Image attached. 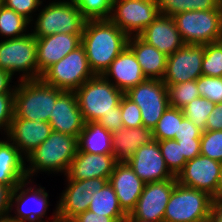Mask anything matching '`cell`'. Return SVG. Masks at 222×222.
I'll list each match as a JSON object with an SVG mask.
<instances>
[{
	"instance_id": "obj_41",
	"label": "cell",
	"mask_w": 222,
	"mask_h": 222,
	"mask_svg": "<svg viewBox=\"0 0 222 222\" xmlns=\"http://www.w3.org/2000/svg\"><path fill=\"white\" fill-rule=\"evenodd\" d=\"M0 3L33 22L32 14L36 15L34 12L41 8L43 0H0Z\"/></svg>"
},
{
	"instance_id": "obj_38",
	"label": "cell",
	"mask_w": 222,
	"mask_h": 222,
	"mask_svg": "<svg viewBox=\"0 0 222 222\" xmlns=\"http://www.w3.org/2000/svg\"><path fill=\"white\" fill-rule=\"evenodd\" d=\"M82 15L87 20L109 19L112 0H75Z\"/></svg>"
},
{
	"instance_id": "obj_19",
	"label": "cell",
	"mask_w": 222,
	"mask_h": 222,
	"mask_svg": "<svg viewBox=\"0 0 222 222\" xmlns=\"http://www.w3.org/2000/svg\"><path fill=\"white\" fill-rule=\"evenodd\" d=\"M82 34L57 33L37 40L38 79L52 64L74 51L81 45Z\"/></svg>"
},
{
	"instance_id": "obj_17",
	"label": "cell",
	"mask_w": 222,
	"mask_h": 222,
	"mask_svg": "<svg viewBox=\"0 0 222 222\" xmlns=\"http://www.w3.org/2000/svg\"><path fill=\"white\" fill-rule=\"evenodd\" d=\"M126 163L145 183L177 179L166 166L157 140L140 146Z\"/></svg>"
},
{
	"instance_id": "obj_22",
	"label": "cell",
	"mask_w": 222,
	"mask_h": 222,
	"mask_svg": "<svg viewBox=\"0 0 222 222\" xmlns=\"http://www.w3.org/2000/svg\"><path fill=\"white\" fill-rule=\"evenodd\" d=\"M138 36L167 56L185 45L174 18L161 14Z\"/></svg>"
},
{
	"instance_id": "obj_21",
	"label": "cell",
	"mask_w": 222,
	"mask_h": 222,
	"mask_svg": "<svg viewBox=\"0 0 222 222\" xmlns=\"http://www.w3.org/2000/svg\"><path fill=\"white\" fill-rule=\"evenodd\" d=\"M108 182L112 185L122 210L130 214L142 194L145 182L126 162L115 164Z\"/></svg>"
},
{
	"instance_id": "obj_4",
	"label": "cell",
	"mask_w": 222,
	"mask_h": 222,
	"mask_svg": "<svg viewBox=\"0 0 222 222\" xmlns=\"http://www.w3.org/2000/svg\"><path fill=\"white\" fill-rule=\"evenodd\" d=\"M38 12L34 23L31 22L30 25L34 28H31L30 32L35 38L57 33L83 34L87 19L82 15L75 0L52 1Z\"/></svg>"
},
{
	"instance_id": "obj_35",
	"label": "cell",
	"mask_w": 222,
	"mask_h": 222,
	"mask_svg": "<svg viewBox=\"0 0 222 222\" xmlns=\"http://www.w3.org/2000/svg\"><path fill=\"white\" fill-rule=\"evenodd\" d=\"M158 144L166 166L170 172L177 177L187 162L182 154L181 144H178L177 140L175 139L158 141Z\"/></svg>"
},
{
	"instance_id": "obj_13",
	"label": "cell",
	"mask_w": 222,
	"mask_h": 222,
	"mask_svg": "<svg viewBox=\"0 0 222 222\" xmlns=\"http://www.w3.org/2000/svg\"><path fill=\"white\" fill-rule=\"evenodd\" d=\"M67 182L57 201V216L65 219H74L88 210L91 196L100 191L108 179L93 178L86 180H71L67 175Z\"/></svg>"
},
{
	"instance_id": "obj_23",
	"label": "cell",
	"mask_w": 222,
	"mask_h": 222,
	"mask_svg": "<svg viewBox=\"0 0 222 222\" xmlns=\"http://www.w3.org/2000/svg\"><path fill=\"white\" fill-rule=\"evenodd\" d=\"M102 76L123 93L146 80L140 64L128 47L111 62Z\"/></svg>"
},
{
	"instance_id": "obj_44",
	"label": "cell",
	"mask_w": 222,
	"mask_h": 222,
	"mask_svg": "<svg viewBox=\"0 0 222 222\" xmlns=\"http://www.w3.org/2000/svg\"><path fill=\"white\" fill-rule=\"evenodd\" d=\"M202 130L199 129L191 120L184 118L179 123L178 134H175V140L201 139Z\"/></svg>"
},
{
	"instance_id": "obj_9",
	"label": "cell",
	"mask_w": 222,
	"mask_h": 222,
	"mask_svg": "<svg viewBox=\"0 0 222 222\" xmlns=\"http://www.w3.org/2000/svg\"><path fill=\"white\" fill-rule=\"evenodd\" d=\"M37 40L28 33L20 38L4 39L0 41V69L12 76L17 72L19 81L37 80Z\"/></svg>"
},
{
	"instance_id": "obj_18",
	"label": "cell",
	"mask_w": 222,
	"mask_h": 222,
	"mask_svg": "<svg viewBox=\"0 0 222 222\" xmlns=\"http://www.w3.org/2000/svg\"><path fill=\"white\" fill-rule=\"evenodd\" d=\"M48 123L51 125L52 131L78 138L85 122L75 92L63 91L57 97Z\"/></svg>"
},
{
	"instance_id": "obj_47",
	"label": "cell",
	"mask_w": 222,
	"mask_h": 222,
	"mask_svg": "<svg viewBox=\"0 0 222 222\" xmlns=\"http://www.w3.org/2000/svg\"><path fill=\"white\" fill-rule=\"evenodd\" d=\"M12 192L8 185L0 183V218L10 214Z\"/></svg>"
},
{
	"instance_id": "obj_24",
	"label": "cell",
	"mask_w": 222,
	"mask_h": 222,
	"mask_svg": "<svg viewBox=\"0 0 222 222\" xmlns=\"http://www.w3.org/2000/svg\"><path fill=\"white\" fill-rule=\"evenodd\" d=\"M116 163L113 154H92L77 151L66 175L71 180L93 178L109 180Z\"/></svg>"
},
{
	"instance_id": "obj_37",
	"label": "cell",
	"mask_w": 222,
	"mask_h": 222,
	"mask_svg": "<svg viewBox=\"0 0 222 222\" xmlns=\"http://www.w3.org/2000/svg\"><path fill=\"white\" fill-rule=\"evenodd\" d=\"M200 155L218 162L222 161V130L202 131Z\"/></svg>"
},
{
	"instance_id": "obj_45",
	"label": "cell",
	"mask_w": 222,
	"mask_h": 222,
	"mask_svg": "<svg viewBox=\"0 0 222 222\" xmlns=\"http://www.w3.org/2000/svg\"><path fill=\"white\" fill-rule=\"evenodd\" d=\"M181 144L182 154L187 161L200 155V139L177 140Z\"/></svg>"
},
{
	"instance_id": "obj_12",
	"label": "cell",
	"mask_w": 222,
	"mask_h": 222,
	"mask_svg": "<svg viewBox=\"0 0 222 222\" xmlns=\"http://www.w3.org/2000/svg\"><path fill=\"white\" fill-rule=\"evenodd\" d=\"M32 181L26 179L13 190L10 213L13 207L16 209L13 210L14 216L12 214L9 215L18 222H49V219L47 221L43 219V217H46L49 206L48 192L41 185L38 186L39 188L36 186L34 188L32 186L27 187L30 183L32 184Z\"/></svg>"
},
{
	"instance_id": "obj_40",
	"label": "cell",
	"mask_w": 222,
	"mask_h": 222,
	"mask_svg": "<svg viewBox=\"0 0 222 222\" xmlns=\"http://www.w3.org/2000/svg\"><path fill=\"white\" fill-rule=\"evenodd\" d=\"M120 109L124 128H138L143 126L139 106L125 94L120 100Z\"/></svg>"
},
{
	"instance_id": "obj_10",
	"label": "cell",
	"mask_w": 222,
	"mask_h": 222,
	"mask_svg": "<svg viewBox=\"0 0 222 222\" xmlns=\"http://www.w3.org/2000/svg\"><path fill=\"white\" fill-rule=\"evenodd\" d=\"M158 15L156 0H113L109 19L128 36H136Z\"/></svg>"
},
{
	"instance_id": "obj_36",
	"label": "cell",
	"mask_w": 222,
	"mask_h": 222,
	"mask_svg": "<svg viewBox=\"0 0 222 222\" xmlns=\"http://www.w3.org/2000/svg\"><path fill=\"white\" fill-rule=\"evenodd\" d=\"M202 75L222 77V41L204 45Z\"/></svg>"
},
{
	"instance_id": "obj_46",
	"label": "cell",
	"mask_w": 222,
	"mask_h": 222,
	"mask_svg": "<svg viewBox=\"0 0 222 222\" xmlns=\"http://www.w3.org/2000/svg\"><path fill=\"white\" fill-rule=\"evenodd\" d=\"M205 130H222V102L216 104L212 113L209 114Z\"/></svg>"
},
{
	"instance_id": "obj_25",
	"label": "cell",
	"mask_w": 222,
	"mask_h": 222,
	"mask_svg": "<svg viewBox=\"0 0 222 222\" xmlns=\"http://www.w3.org/2000/svg\"><path fill=\"white\" fill-rule=\"evenodd\" d=\"M127 47L134 53L146 79L162 80L167 66V55L138 35L129 36Z\"/></svg>"
},
{
	"instance_id": "obj_8",
	"label": "cell",
	"mask_w": 222,
	"mask_h": 222,
	"mask_svg": "<svg viewBox=\"0 0 222 222\" xmlns=\"http://www.w3.org/2000/svg\"><path fill=\"white\" fill-rule=\"evenodd\" d=\"M85 49L82 45L71 51L60 61L52 64L42 74L40 79L63 91L75 92L88 79L94 77Z\"/></svg>"
},
{
	"instance_id": "obj_2",
	"label": "cell",
	"mask_w": 222,
	"mask_h": 222,
	"mask_svg": "<svg viewBox=\"0 0 222 222\" xmlns=\"http://www.w3.org/2000/svg\"><path fill=\"white\" fill-rule=\"evenodd\" d=\"M78 150L77 137L52 131L50 136L29 155L26 161L27 179L40 172L67 174ZM38 172V173H37Z\"/></svg>"
},
{
	"instance_id": "obj_34",
	"label": "cell",
	"mask_w": 222,
	"mask_h": 222,
	"mask_svg": "<svg viewBox=\"0 0 222 222\" xmlns=\"http://www.w3.org/2000/svg\"><path fill=\"white\" fill-rule=\"evenodd\" d=\"M216 104L204 97H197L188 103L182 110L184 117L191 120L199 129L205 131L207 118Z\"/></svg>"
},
{
	"instance_id": "obj_11",
	"label": "cell",
	"mask_w": 222,
	"mask_h": 222,
	"mask_svg": "<svg viewBox=\"0 0 222 222\" xmlns=\"http://www.w3.org/2000/svg\"><path fill=\"white\" fill-rule=\"evenodd\" d=\"M141 112L143 126L153 129L170 106L168 88L162 80L146 79L124 93Z\"/></svg>"
},
{
	"instance_id": "obj_52",
	"label": "cell",
	"mask_w": 222,
	"mask_h": 222,
	"mask_svg": "<svg viewBox=\"0 0 222 222\" xmlns=\"http://www.w3.org/2000/svg\"><path fill=\"white\" fill-rule=\"evenodd\" d=\"M51 222H76L74 219H65V218H60L57 216V204H56V209L53 212Z\"/></svg>"
},
{
	"instance_id": "obj_50",
	"label": "cell",
	"mask_w": 222,
	"mask_h": 222,
	"mask_svg": "<svg viewBox=\"0 0 222 222\" xmlns=\"http://www.w3.org/2000/svg\"><path fill=\"white\" fill-rule=\"evenodd\" d=\"M210 222H222V205L221 204L214 205Z\"/></svg>"
},
{
	"instance_id": "obj_42",
	"label": "cell",
	"mask_w": 222,
	"mask_h": 222,
	"mask_svg": "<svg viewBox=\"0 0 222 222\" xmlns=\"http://www.w3.org/2000/svg\"><path fill=\"white\" fill-rule=\"evenodd\" d=\"M14 117V93L0 95V131L8 133Z\"/></svg>"
},
{
	"instance_id": "obj_43",
	"label": "cell",
	"mask_w": 222,
	"mask_h": 222,
	"mask_svg": "<svg viewBox=\"0 0 222 222\" xmlns=\"http://www.w3.org/2000/svg\"><path fill=\"white\" fill-rule=\"evenodd\" d=\"M97 122L111 133L123 128L120 104L114 107L112 112L104 114Z\"/></svg>"
},
{
	"instance_id": "obj_33",
	"label": "cell",
	"mask_w": 222,
	"mask_h": 222,
	"mask_svg": "<svg viewBox=\"0 0 222 222\" xmlns=\"http://www.w3.org/2000/svg\"><path fill=\"white\" fill-rule=\"evenodd\" d=\"M166 86L168 88L169 105L174 108L182 110L188 103L200 96L197 80L166 84Z\"/></svg>"
},
{
	"instance_id": "obj_14",
	"label": "cell",
	"mask_w": 222,
	"mask_h": 222,
	"mask_svg": "<svg viewBox=\"0 0 222 222\" xmlns=\"http://www.w3.org/2000/svg\"><path fill=\"white\" fill-rule=\"evenodd\" d=\"M177 179L145 183L134 209L126 218L164 222V213Z\"/></svg>"
},
{
	"instance_id": "obj_16",
	"label": "cell",
	"mask_w": 222,
	"mask_h": 222,
	"mask_svg": "<svg viewBox=\"0 0 222 222\" xmlns=\"http://www.w3.org/2000/svg\"><path fill=\"white\" fill-rule=\"evenodd\" d=\"M220 172V162L199 155L187 161L176 178L182 186L207 192L216 204V186Z\"/></svg>"
},
{
	"instance_id": "obj_6",
	"label": "cell",
	"mask_w": 222,
	"mask_h": 222,
	"mask_svg": "<svg viewBox=\"0 0 222 222\" xmlns=\"http://www.w3.org/2000/svg\"><path fill=\"white\" fill-rule=\"evenodd\" d=\"M75 93L85 123L97 122L104 114L112 112L124 95L102 75L88 79Z\"/></svg>"
},
{
	"instance_id": "obj_7",
	"label": "cell",
	"mask_w": 222,
	"mask_h": 222,
	"mask_svg": "<svg viewBox=\"0 0 222 222\" xmlns=\"http://www.w3.org/2000/svg\"><path fill=\"white\" fill-rule=\"evenodd\" d=\"M185 44L205 45L222 40V7L186 11L174 17Z\"/></svg>"
},
{
	"instance_id": "obj_30",
	"label": "cell",
	"mask_w": 222,
	"mask_h": 222,
	"mask_svg": "<svg viewBox=\"0 0 222 222\" xmlns=\"http://www.w3.org/2000/svg\"><path fill=\"white\" fill-rule=\"evenodd\" d=\"M158 12L164 16L174 17L176 14L186 11H206L218 9L221 0H156Z\"/></svg>"
},
{
	"instance_id": "obj_29",
	"label": "cell",
	"mask_w": 222,
	"mask_h": 222,
	"mask_svg": "<svg viewBox=\"0 0 222 222\" xmlns=\"http://www.w3.org/2000/svg\"><path fill=\"white\" fill-rule=\"evenodd\" d=\"M89 211L113 218L116 222H125L127 214L120 207L112 185L107 182L103 188L91 196Z\"/></svg>"
},
{
	"instance_id": "obj_48",
	"label": "cell",
	"mask_w": 222,
	"mask_h": 222,
	"mask_svg": "<svg viewBox=\"0 0 222 222\" xmlns=\"http://www.w3.org/2000/svg\"><path fill=\"white\" fill-rule=\"evenodd\" d=\"M76 222H116L113 218L86 210L74 218Z\"/></svg>"
},
{
	"instance_id": "obj_28",
	"label": "cell",
	"mask_w": 222,
	"mask_h": 222,
	"mask_svg": "<svg viewBox=\"0 0 222 222\" xmlns=\"http://www.w3.org/2000/svg\"><path fill=\"white\" fill-rule=\"evenodd\" d=\"M78 150L92 154H113L112 133L98 122L84 124L77 138Z\"/></svg>"
},
{
	"instance_id": "obj_53",
	"label": "cell",
	"mask_w": 222,
	"mask_h": 222,
	"mask_svg": "<svg viewBox=\"0 0 222 222\" xmlns=\"http://www.w3.org/2000/svg\"><path fill=\"white\" fill-rule=\"evenodd\" d=\"M0 222H18L15 218L10 215L4 216L0 218Z\"/></svg>"
},
{
	"instance_id": "obj_32",
	"label": "cell",
	"mask_w": 222,
	"mask_h": 222,
	"mask_svg": "<svg viewBox=\"0 0 222 222\" xmlns=\"http://www.w3.org/2000/svg\"><path fill=\"white\" fill-rule=\"evenodd\" d=\"M184 118L183 110L169 106L153 128L154 140L174 139Z\"/></svg>"
},
{
	"instance_id": "obj_51",
	"label": "cell",
	"mask_w": 222,
	"mask_h": 222,
	"mask_svg": "<svg viewBox=\"0 0 222 222\" xmlns=\"http://www.w3.org/2000/svg\"><path fill=\"white\" fill-rule=\"evenodd\" d=\"M220 175L216 186V204L222 202V161L220 162Z\"/></svg>"
},
{
	"instance_id": "obj_5",
	"label": "cell",
	"mask_w": 222,
	"mask_h": 222,
	"mask_svg": "<svg viewBox=\"0 0 222 222\" xmlns=\"http://www.w3.org/2000/svg\"><path fill=\"white\" fill-rule=\"evenodd\" d=\"M215 203L207 192L175 184L164 222H210Z\"/></svg>"
},
{
	"instance_id": "obj_49",
	"label": "cell",
	"mask_w": 222,
	"mask_h": 222,
	"mask_svg": "<svg viewBox=\"0 0 222 222\" xmlns=\"http://www.w3.org/2000/svg\"><path fill=\"white\" fill-rule=\"evenodd\" d=\"M12 78L13 76L9 72L0 69V95L6 93H15L16 84L13 86L10 84L13 82Z\"/></svg>"
},
{
	"instance_id": "obj_54",
	"label": "cell",
	"mask_w": 222,
	"mask_h": 222,
	"mask_svg": "<svg viewBox=\"0 0 222 222\" xmlns=\"http://www.w3.org/2000/svg\"><path fill=\"white\" fill-rule=\"evenodd\" d=\"M125 222H152V221L143 220L140 218H126Z\"/></svg>"
},
{
	"instance_id": "obj_31",
	"label": "cell",
	"mask_w": 222,
	"mask_h": 222,
	"mask_svg": "<svg viewBox=\"0 0 222 222\" xmlns=\"http://www.w3.org/2000/svg\"><path fill=\"white\" fill-rule=\"evenodd\" d=\"M31 22L14 10L0 3V35L5 39L20 38L27 35ZM28 30V32H27Z\"/></svg>"
},
{
	"instance_id": "obj_15",
	"label": "cell",
	"mask_w": 222,
	"mask_h": 222,
	"mask_svg": "<svg viewBox=\"0 0 222 222\" xmlns=\"http://www.w3.org/2000/svg\"><path fill=\"white\" fill-rule=\"evenodd\" d=\"M204 45L185 44L168 56L162 81L165 84L197 80L202 75Z\"/></svg>"
},
{
	"instance_id": "obj_1",
	"label": "cell",
	"mask_w": 222,
	"mask_h": 222,
	"mask_svg": "<svg viewBox=\"0 0 222 222\" xmlns=\"http://www.w3.org/2000/svg\"><path fill=\"white\" fill-rule=\"evenodd\" d=\"M129 36L110 19L86 20L81 45L95 75H102L127 47Z\"/></svg>"
},
{
	"instance_id": "obj_20",
	"label": "cell",
	"mask_w": 222,
	"mask_h": 222,
	"mask_svg": "<svg viewBox=\"0 0 222 222\" xmlns=\"http://www.w3.org/2000/svg\"><path fill=\"white\" fill-rule=\"evenodd\" d=\"M51 132L52 127L48 122L13 118L6 137L26 157L41 145Z\"/></svg>"
},
{
	"instance_id": "obj_27",
	"label": "cell",
	"mask_w": 222,
	"mask_h": 222,
	"mask_svg": "<svg viewBox=\"0 0 222 222\" xmlns=\"http://www.w3.org/2000/svg\"><path fill=\"white\" fill-rule=\"evenodd\" d=\"M154 140L153 129L145 126L121 128L112 132L113 155L117 162H126L142 145Z\"/></svg>"
},
{
	"instance_id": "obj_39",
	"label": "cell",
	"mask_w": 222,
	"mask_h": 222,
	"mask_svg": "<svg viewBox=\"0 0 222 222\" xmlns=\"http://www.w3.org/2000/svg\"><path fill=\"white\" fill-rule=\"evenodd\" d=\"M197 88L201 97L214 104L222 102V77L201 75L197 79Z\"/></svg>"
},
{
	"instance_id": "obj_26",
	"label": "cell",
	"mask_w": 222,
	"mask_h": 222,
	"mask_svg": "<svg viewBox=\"0 0 222 222\" xmlns=\"http://www.w3.org/2000/svg\"><path fill=\"white\" fill-rule=\"evenodd\" d=\"M4 139H0V183L14 190L27 179L26 157L7 137Z\"/></svg>"
},
{
	"instance_id": "obj_3",
	"label": "cell",
	"mask_w": 222,
	"mask_h": 222,
	"mask_svg": "<svg viewBox=\"0 0 222 222\" xmlns=\"http://www.w3.org/2000/svg\"><path fill=\"white\" fill-rule=\"evenodd\" d=\"M63 92L41 79L16 83L14 117L49 122L57 97Z\"/></svg>"
}]
</instances>
